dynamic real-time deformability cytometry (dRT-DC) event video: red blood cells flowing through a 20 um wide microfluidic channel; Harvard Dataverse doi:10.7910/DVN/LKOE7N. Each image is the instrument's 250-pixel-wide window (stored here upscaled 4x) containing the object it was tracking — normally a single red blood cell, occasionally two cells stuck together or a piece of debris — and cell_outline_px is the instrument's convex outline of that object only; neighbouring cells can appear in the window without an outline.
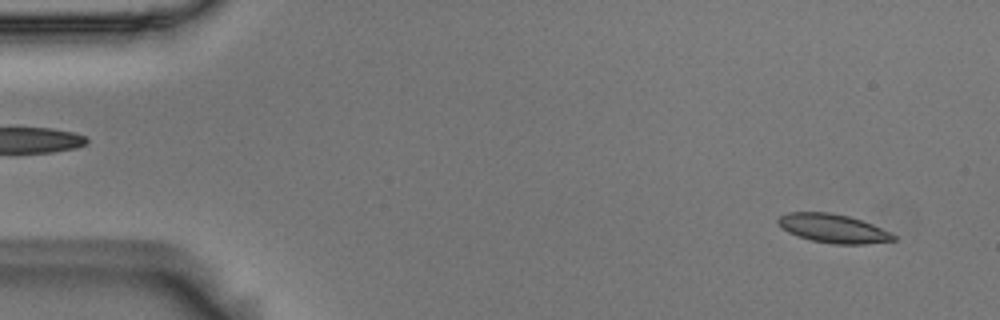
{"species": "Egyptian fruit bat (a non-hibernating species)", "species_latin": "Rousettus aegyptiacus", "temperature_condition": "room temperature", "stored_images_in_passage": 43, "camera_frame_rate_fps": 3000, "um_per_image_px": 0.085, "animal": {"sex": "male"}, "frame": {"image": 1, "passage_image": 3, "time_ms": 0.667, "image_size_px": [1000, 320], "cell_outline_px": [[896, 240], [864, 244], [832, 244], [812, 240], [796, 236], [780, 228], [776, 224], [776, 220], [780, 216], [788, 212], [828, 212], [848, 216], [872, 224], [896, 236]], "centroid_in_image_um": [70.74, 19.42], "position_along_channel_um": 14.3, "area_um2": 19.31}}
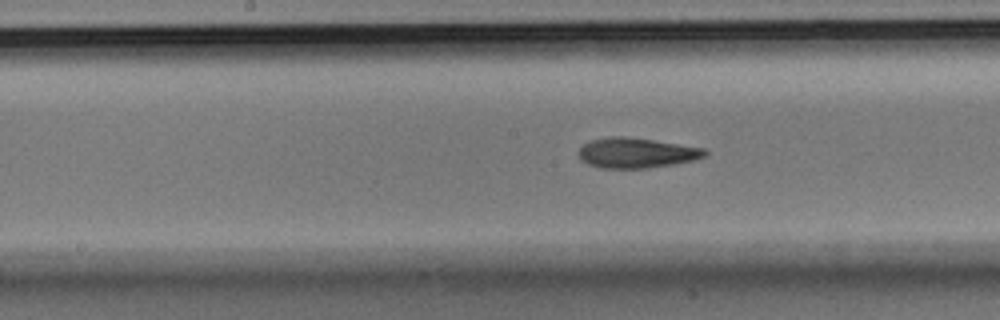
{"frame": {"image": 2, "passage_image": 15, "time_ms": 4.667, "image_size_px": [1000, 320], "cell_outline_px": [[708, 152], [704, 156], [692, 160], [676, 164], [648, 168], [600, 168], [588, 164], [580, 160], [580, 148], [584, 144], [592, 140], [608, 136], [624, 136], [652, 140], [704, 148]], "centroid_in_image_um": [54.08, 13.0], "position_along_channel_um": 194.1, "area_um2": 22.02}}
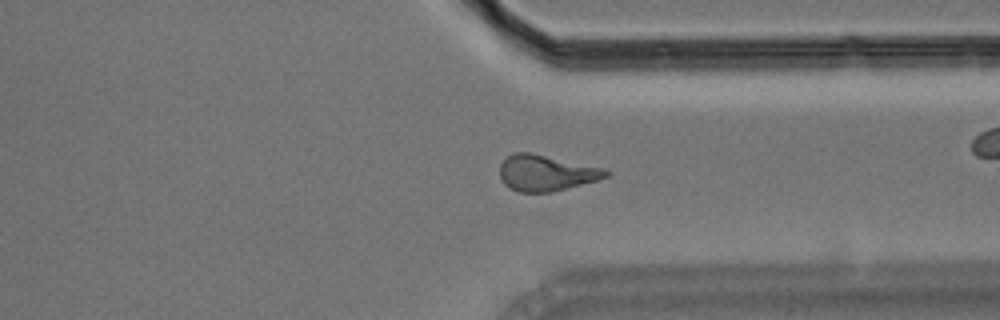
{"frame": {"image": 3, "passage_image": 29, "time_ms": 9.333, "image_size_px": [1000, 320], "cell_outline_px": [[612, 172], [608, 176], [600, 180], [552, 192], [520, 192], [508, 188], [500, 180], [500, 164], [512, 152], [532, 152], [604, 168]], "centroid_in_image_um": [46.43, 14.7], "position_along_channel_um": 365.0, "area_um2": 22.6}, "authors_computed_cell_mechanics": {"area_um2": 21.6172, "velocity_mm_per_s": 3.67, "shape_relaxation_time_tau1_ms": 7.4483, "shape_relaxation_time_tau2_ms": 2.537, "deformation_change_tau1": 0.1961, "deformation_change_tau2": 0.1036}}